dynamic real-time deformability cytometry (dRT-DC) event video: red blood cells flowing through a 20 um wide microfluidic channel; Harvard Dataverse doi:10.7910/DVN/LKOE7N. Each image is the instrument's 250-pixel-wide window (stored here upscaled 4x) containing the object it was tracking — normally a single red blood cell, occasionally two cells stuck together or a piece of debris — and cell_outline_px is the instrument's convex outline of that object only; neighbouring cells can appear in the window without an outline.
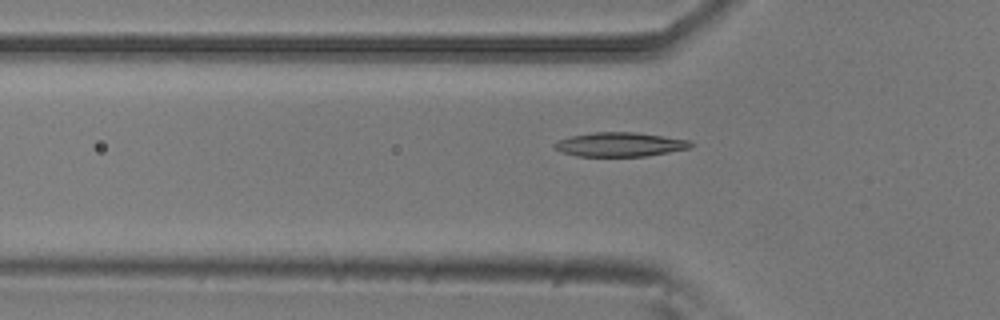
{"species": "common noctule bat (a hibernating species)", "species_latin": "Nyctalus noctula", "temperature_condition": "room temperature", "stored_images_in_passage": 17, "camera_frame_rate_fps": 3000, "um_per_image_px": 0.085, "animal": {"sex": "male", "body_mass_g": 20.5, "forearm_length_mm": 52.5}, "frame": {"image": 1, "passage_image": 6, "time_ms": 1.667, "image_size_px": [1000, 320], "cell_outline_px": [[696, 144], [692, 148], [644, 156], [576, 156], [564, 152], [556, 148], [552, 144], [556, 140], [572, 136], [592, 132], [636, 132], [692, 140]], "centroid_in_image_um": [52.76, 12.27], "position_along_channel_um": 73.0, "area_um2": 19.31}}
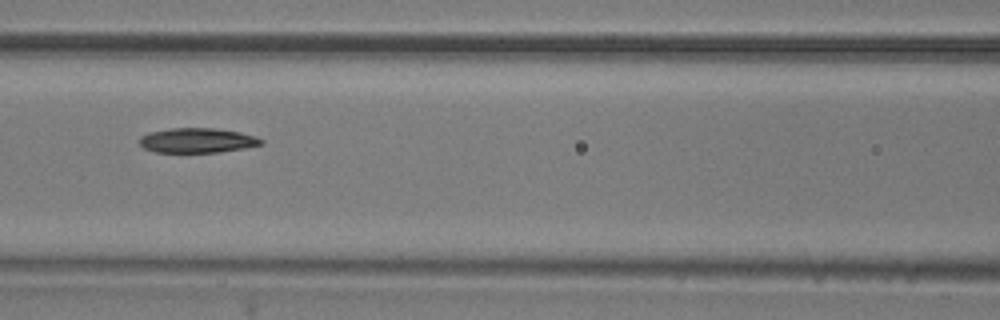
{"frame": {"image": 2, "passage_image": 12, "time_ms": 3.667, "image_size_px": [1000, 320], "cell_outline_px": [[264, 144], [244, 148], [220, 152], [156, 152], [144, 148], [140, 144], [140, 136], [148, 132], [172, 128], [212, 128], [240, 132], [256, 136], [264, 140]], "centroid_in_image_um": [16.78, 11.93], "position_along_channel_um": 149.8, "area_um2": 17.57}}
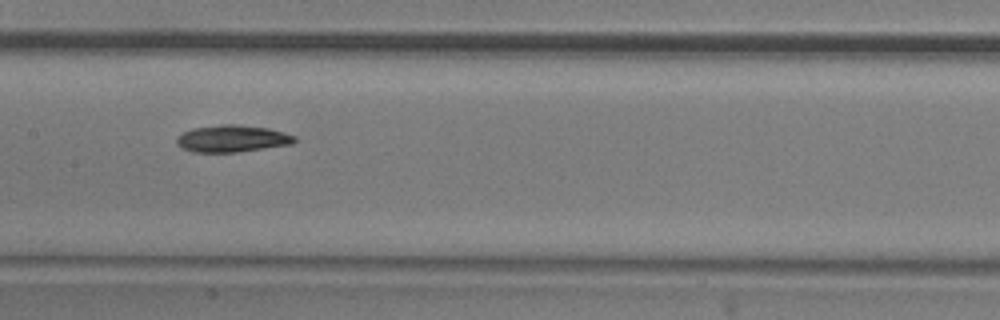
{"frame": {"image": 3, "passage_image": 15, "time_ms": 4.667, "image_size_px": [1000, 320], "cell_outline_px": [[296, 140], [292, 144], [236, 152], [192, 152], [176, 144], [176, 136], [192, 128], [224, 124], [236, 124], [268, 128], [284, 132], [296, 136]], "centroid_in_image_um": [19.73, 11.77], "position_along_channel_um": 187.7, "area_um2": 18.5}}